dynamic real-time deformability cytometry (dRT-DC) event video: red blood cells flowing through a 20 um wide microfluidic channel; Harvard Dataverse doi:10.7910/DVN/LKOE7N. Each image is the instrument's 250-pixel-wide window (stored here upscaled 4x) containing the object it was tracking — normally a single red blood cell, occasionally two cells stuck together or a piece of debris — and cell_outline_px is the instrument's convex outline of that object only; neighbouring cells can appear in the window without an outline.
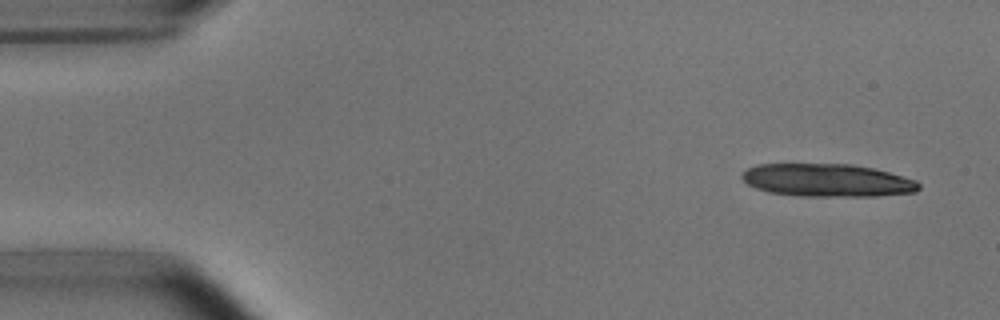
{"species": "common noctule bat (a hibernating species)", "species_latin": "Nyctalus noctula", "temperature_condition": "room temperature", "stored_images_in_passage": 5, "camera_frame_rate_fps": 3000, "um_per_image_px": 0.085, "animal": {"sex": "male", "body_mass_g": 15.6}, "frame": {"image": 1, "passage_image": 1, "time_ms": 0.0, "image_size_px": [1000, 320], "cell_outline_px": [[920, 188], [916, 192], [876, 196], [800, 196], [768, 192], [756, 188], [748, 184], [740, 176], [748, 168], [756, 164], [852, 164], [872, 168], [888, 172], [916, 180], [920, 184]], "centroid_in_image_um": [70.32, 15.32], "position_along_channel_um": 14.7, "area_um2": 33.87}}